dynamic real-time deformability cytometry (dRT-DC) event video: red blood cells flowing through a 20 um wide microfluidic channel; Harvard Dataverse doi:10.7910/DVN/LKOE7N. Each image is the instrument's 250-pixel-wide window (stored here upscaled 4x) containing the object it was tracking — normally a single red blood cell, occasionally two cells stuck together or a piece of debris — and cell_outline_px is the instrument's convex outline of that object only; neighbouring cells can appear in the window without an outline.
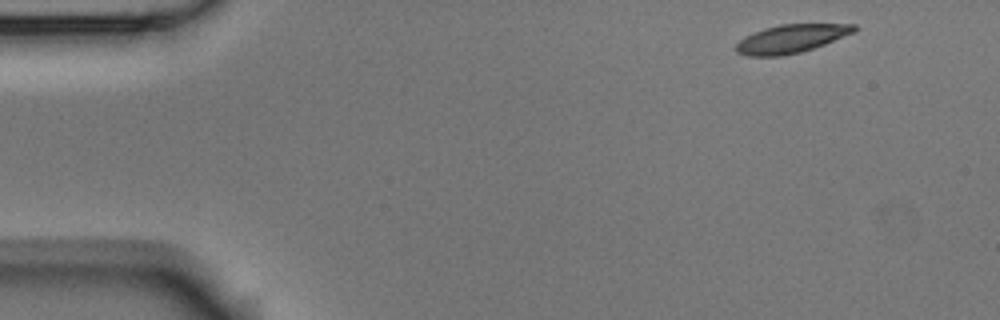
{"species": "Egyptian fruit bat (a non-hibernating species)", "species_latin": "Rousettus aegyptiacus", "temperature_condition": "room temperature", "stored_images_in_passage": 4, "segment_of_instrument_passage": [1, 2], "camera_frame_rate_fps": 3000, "um_per_image_px": 0.085, "animal": {"sex": "male"}, "frame": {"image": 1, "passage_image": 1, "time_ms": 0.0, "image_size_px": [1000, 320], "cell_outline_px": [[856, 32], [824, 44], [800, 52], [780, 56], [748, 56], [736, 52], [736, 44], [744, 36], [764, 28], [780, 24], [856, 24]], "centroid_in_image_um": [67.24, 3.28], "position_along_channel_um": 17.8, "area_um2": 19.42}}